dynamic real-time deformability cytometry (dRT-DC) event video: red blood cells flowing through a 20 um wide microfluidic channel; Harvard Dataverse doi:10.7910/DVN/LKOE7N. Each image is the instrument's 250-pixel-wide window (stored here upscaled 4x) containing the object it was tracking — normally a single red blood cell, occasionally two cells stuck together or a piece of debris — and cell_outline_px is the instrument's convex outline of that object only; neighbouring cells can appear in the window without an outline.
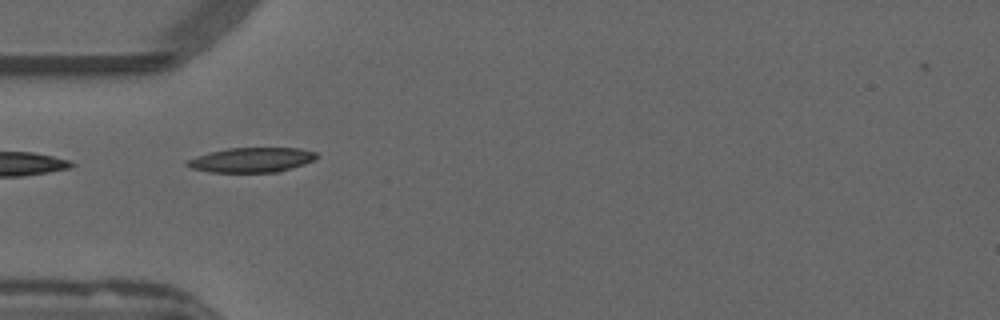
{"species": "common noctule bat (a hibernating species)", "species_latin": "Nyctalus noctula", "temperature_condition": "warm", "stored_images_in_passage": 33, "camera_frame_rate_fps": 3000, "um_per_image_px": 0.085, "animal": {"sex": "male", "forearm_length_mm": 52.5}, "frame": {"image": 1, "passage_image": 1, "time_ms": 0.0, "image_size_px": [1000, 320], "cell_outline_px": [[320, 156], [304, 164], [280, 172], [208, 172], [192, 168], [184, 164], [184, 160], [208, 152], [228, 148], [300, 148], [316, 152]], "centroid_in_image_um": [21.36, 13.59], "position_along_channel_um": 63.6, "area_um2": 18.84}, "authors_computed_cell_mechanics": {"area_um2": 18.496, "velocity_mm_per_s": 3.8319, "shape_relaxation_time_tau1_ms": 6.6508, "shape_relaxation_time_tau2_ms": 2.3918, "deformation_change_tau1": 0.2006, "deformation_change_tau2": 0.0715}}